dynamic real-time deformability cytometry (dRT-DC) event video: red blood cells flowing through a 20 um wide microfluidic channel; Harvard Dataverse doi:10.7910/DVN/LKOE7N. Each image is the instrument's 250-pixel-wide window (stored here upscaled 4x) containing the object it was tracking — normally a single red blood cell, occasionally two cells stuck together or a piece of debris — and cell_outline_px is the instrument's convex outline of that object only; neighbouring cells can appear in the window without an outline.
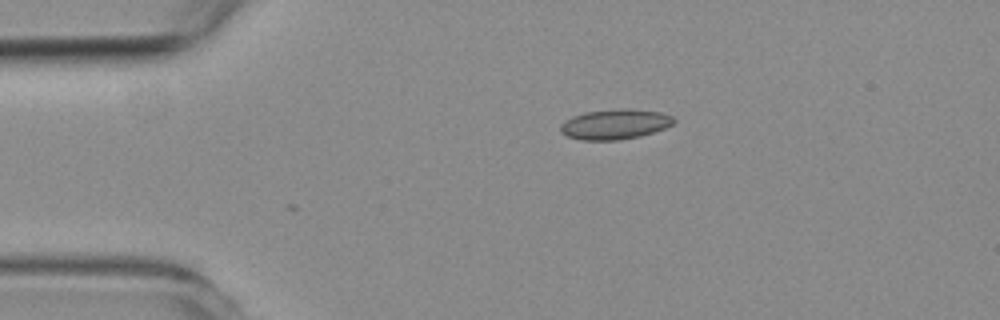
{"species": "common noctule bat (a hibernating species)", "species_latin": "Nyctalus noctula", "temperature_condition": "room temperature", "stored_images_in_passage": 15, "camera_frame_rate_fps": 3000, "um_per_image_px": 0.085, "animal": {"sex": "female", "body_mass_g": 19.3, "forearm_length_mm": 54.1}, "frame": {"image": 1, "passage_image": 1, "time_ms": 0.0, "image_size_px": [1000, 320], "cell_outline_px": [[676, 120], [672, 124], [664, 128], [640, 136], [620, 140], [584, 140], [568, 136], [560, 132], [560, 124], [572, 116], [584, 112], [620, 108], [628, 108], [660, 112], [672, 116]], "centroid_in_image_um": [52.26, 10.55], "position_along_channel_um": 32.7, "area_um2": 19.88}}
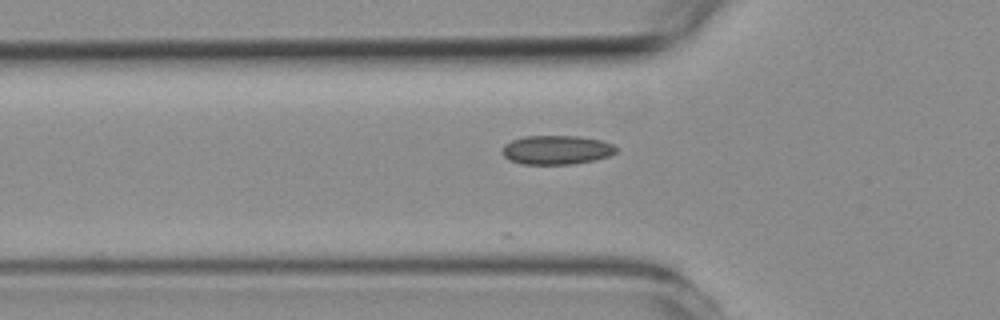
{"frame": {"image": 2, "passage_image": 8, "time_ms": 2.333, "image_size_px": [1000, 320], "cell_outline_px": [[616, 152], [608, 156], [592, 160], [572, 164], [520, 164], [508, 160], [500, 152], [504, 144], [512, 140], [524, 136], [580, 136], [600, 140], [612, 144], [616, 148]], "centroid_in_image_um": [47.24, 12.74], "position_along_channel_um": 78.6, "area_um2": 19.31}}
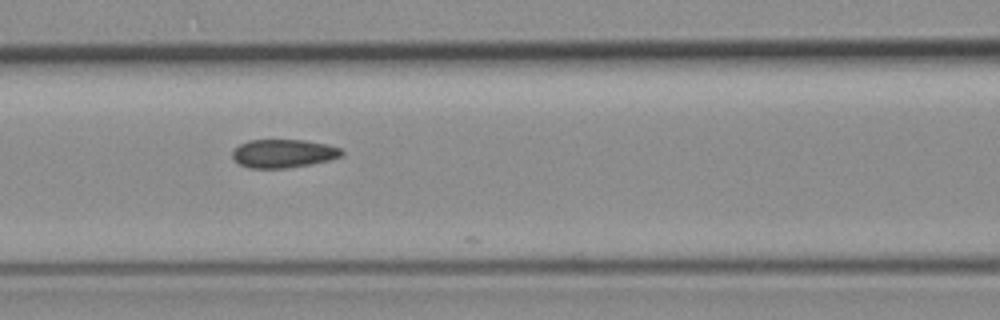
{"frame": {"image": 3, "passage_image": 13, "time_ms": 4.0, "image_size_px": [1000, 320], "cell_outline_px": [[344, 152], [340, 156], [328, 160], [308, 164], [284, 168], [248, 168], [240, 164], [232, 156], [232, 152], [240, 144], [248, 140], [304, 140], [324, 144], [340, 148]], "centroid_in_image_um": [24.05, 13.04], "position_along_channel_um": 142.5, "area_um2": 17.74}}